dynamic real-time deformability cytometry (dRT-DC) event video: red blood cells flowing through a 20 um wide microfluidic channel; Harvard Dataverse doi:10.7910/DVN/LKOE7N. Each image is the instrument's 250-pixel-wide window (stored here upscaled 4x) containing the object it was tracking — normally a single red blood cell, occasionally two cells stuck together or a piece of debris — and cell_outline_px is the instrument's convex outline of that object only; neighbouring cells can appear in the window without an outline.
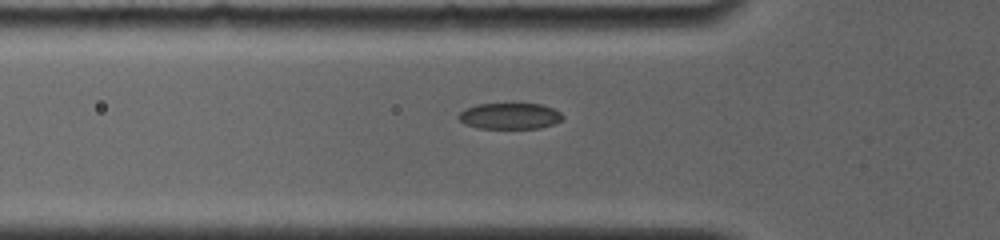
{"species": "common noctule bat (a hibernating species)", "species_latin": "Nyctalus noctula", "temperature_condition": "room temperature", "stored_images_in_passage": 28, "camera_frame_rate_fps": 4000, "um_per_image_px": 0.085, "animal": {"sex": "female", "body_mass_g": 19.0, "forearm_length_mm": 56.7}, "frame": {"image": 1, "passage_image": 3, "time_ms": 0.25, "image_size_px": [1000, 240], "cell_outline_px": [[564, 116], [560, 120], [552, 124], [540, 128], [476, 128], [464, 124], [456, 116], [464, 108], [476, 104], [540, 104], [552, 108], [560, 112]], "centroid_in_image_um": [43.27, 9.86], "position_along_channel_um": 82.5, "area_um2": 15.84}}
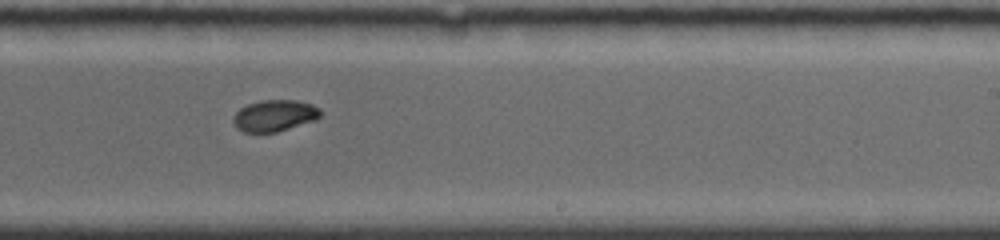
{"frame": {"image": 2, "passage_image": 18, "time_ms": 5.0, "image_size_px": [1000, 240], "cell_outline_px": [[320, 116], [316, 120], [276, 132], [244, 132], [236, 128], [232, 120], [236, 112], [240, 108], [248, 104], [260, 100], [296, 100], [312, 104], [320, 108]], "centroid_in_image_um": [23.33, 9.82], "position_along_channel_um": 265.7, "area_um2": 16.01}}
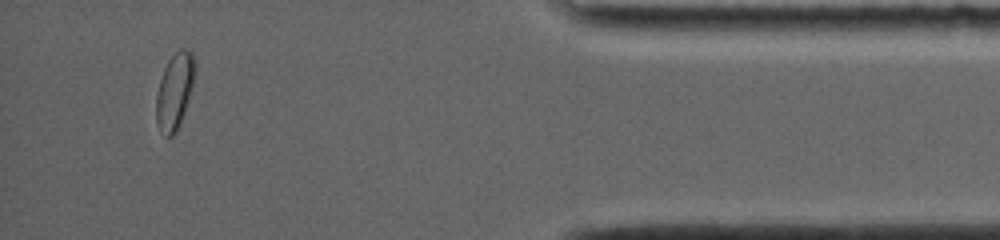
{"frame": {"image": 3, "passage_image": 27, "time_ms": 10.0, "image_size_px": [1000, 240], "cell_outline_px": [[196, 68], [192, 84], [184, 112], [180, 124], [176, 132], [172, 136], [164, 136], [156, 124], [156, 96], [160, 80], [164, 68], [168, 60], [180, 48], [184, 48], [192, 52], [196, 60]], "centroid_in_image_um": [14.84, 7.73], "position_along_channel_um": 420.4, "area_um2": 17.11}}